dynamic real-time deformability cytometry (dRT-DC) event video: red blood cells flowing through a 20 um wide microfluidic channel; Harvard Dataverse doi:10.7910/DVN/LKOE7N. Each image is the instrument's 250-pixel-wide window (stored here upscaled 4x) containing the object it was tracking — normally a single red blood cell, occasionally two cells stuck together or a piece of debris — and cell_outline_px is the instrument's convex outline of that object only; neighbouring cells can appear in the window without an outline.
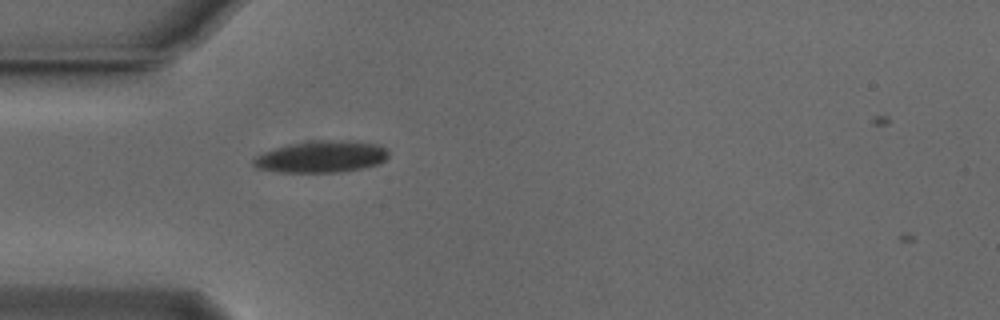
{"species": "Egyptian fruit bat (a non-hibernating species)", "species_latin": "Rousettus aegyptiacus", "temperature_condition": "cold", "stored_images_in_passage": 4, "camera_frame_rate_fps": 3000, "um_per_image_px": 0.085, "animal": {"sex": "male"}, "frame": {"image": 1, "passage_image": 3, "time_ms": 0.667, "image_size_px": [1000, 320], "cell_outline_px": [[388, 156], [380, 164], [364, 168], [340, 172], [280, 172], [256, 168], [252, 164], [252, 160], [256, 156], [264, 152], [288, 144], [312, 140], [348, 140], [380, 144], [388, 148]], "centroid_in_image_um": [27.36, 13.31], "position_along_channel_um": 57.6, "area_um2": 25.32}}